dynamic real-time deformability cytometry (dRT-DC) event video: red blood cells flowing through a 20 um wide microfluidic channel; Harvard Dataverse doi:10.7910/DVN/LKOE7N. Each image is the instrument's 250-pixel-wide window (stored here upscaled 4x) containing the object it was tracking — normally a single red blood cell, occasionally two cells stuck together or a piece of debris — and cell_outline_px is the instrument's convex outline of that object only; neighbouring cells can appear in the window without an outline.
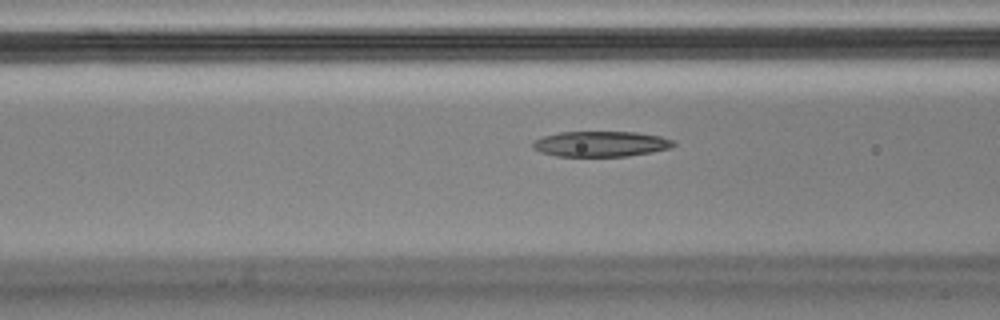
{"species": "Egyptian fruit bat (a non-hibernating species)", "species_latin": "Rousettus aegyptiacus", "temperature_condition": "cold", "stored_images_in_passage": 21, "camera_frame_rate_fps": 3000, "um_per_image_px": 0.085, "animal": {"sex": "male"}, "frame": {"image": 1, "passage_image": 18, "time_ms": 5.667, "image_size_px": [1000, 320], "cell_outline_px": [[676, 144], [668, 148], [652, 152], [628, 156], [556, 156], [540, 152], [532, 148], [532, 144], [536, 140], [544, 136], [560, 132], [636, 132], [660, 136], [672, 140]], "centroid_in_image_um": [51.05, 12.23], "position_along_channel_um": 115.5, "area_um2": 20.75}}